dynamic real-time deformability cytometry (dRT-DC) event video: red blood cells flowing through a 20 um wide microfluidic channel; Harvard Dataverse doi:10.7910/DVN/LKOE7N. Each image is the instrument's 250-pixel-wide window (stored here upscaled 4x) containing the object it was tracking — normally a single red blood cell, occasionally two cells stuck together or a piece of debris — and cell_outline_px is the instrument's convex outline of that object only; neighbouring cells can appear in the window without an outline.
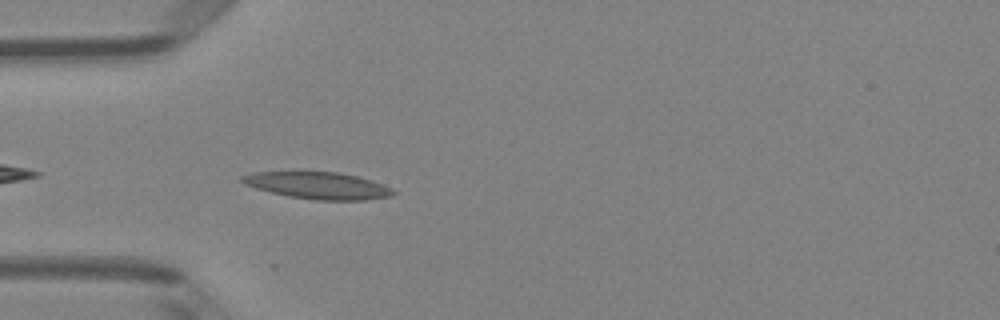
{"species": "Egyptian fruit bat (a non-hibernating species)", "species_latin": "Rousettus aegyptiacus", "temperature_condition": "room temperature", "stored_images_in_passage": 10, "camera_frame_rate_fps": 3000, "um_per_image_px": 0.085, "animal": {"sex": "female"}, "frame": {"image": 1, "passage_image": 2, "time_ms": 0.333, "image_size_px": [1000, 320], "cell_outline_px": [[396, 192], [392, 196], [368, 200], [316, 200], [292, 196], [272, 192], [256, 188], [244, 184], [240, 180], [240, 176], [252, 172], [300, 168], [336, 172], [356, 176], [372, 180], [392, 188]], "centroid_in_image_um": [26.96, 15.7], "position_along_channel_um": 58.0, "area_um2": 24.74}}
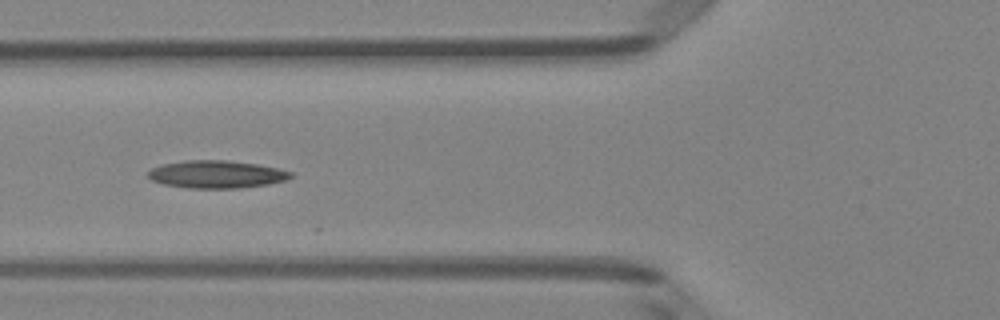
{"frame": {"image": 2, "passage_image": 6, "time_ms": 1.667, "image_size_px": [1000, 320], "cell_outline_px": [[292, 176], [288, 180], [268, 184], [240, 188], [188, 188], [164, 184], [152, 180], [148, 176], [148, 172], [152, 168], [160, 164], [184, 160], [228, 160], [256, 164], [276, 168], [292, 172]], "centroid_in_image_um": [18.39, 14.81], "position_along_channel_um": 107.4, "area_um2": 23.0}}
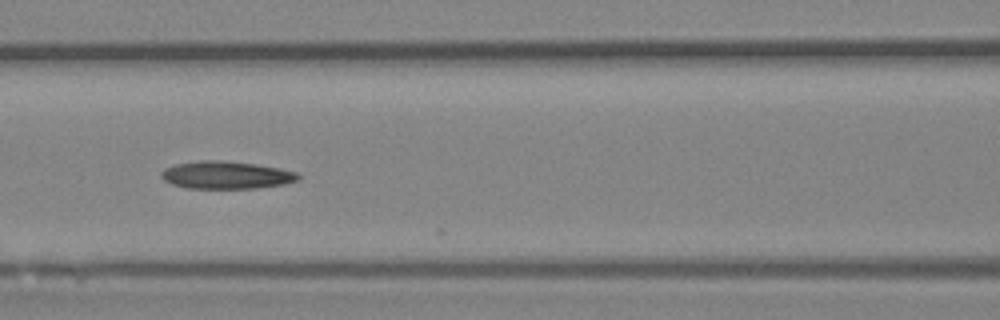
{"frame": {"image": 3, "passage_image": 9, "time_ms": 2.667, "image_size_px": [1000, 320], "cell_outline_px": [[300, 180], [284, 184], [256, 188], [188, 188], [172, 184], [164, 180], [160, 176], [160, 172], [164, 168], [176, 164], [200, 160], [216, 160], [256, 164], [280, 168], [300, 172]], "centroid_in_image_um": [19.25, 14.88], "position_along_channel_um": 147.3, "area_um2": 22.14}}